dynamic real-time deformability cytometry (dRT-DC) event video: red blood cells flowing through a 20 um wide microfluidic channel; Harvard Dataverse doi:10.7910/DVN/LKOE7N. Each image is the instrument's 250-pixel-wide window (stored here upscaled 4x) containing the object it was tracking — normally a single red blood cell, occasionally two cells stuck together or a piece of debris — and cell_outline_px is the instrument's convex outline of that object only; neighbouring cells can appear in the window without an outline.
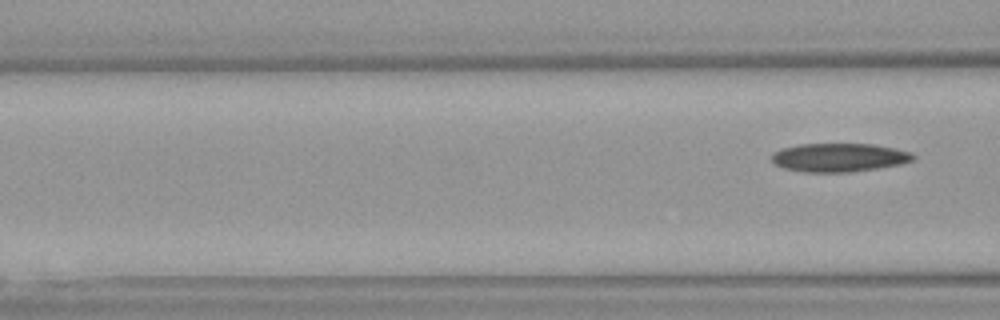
{"species": "Egyptian fruit bat (a non-hibernating species)", "species_latin": "Rousettus aegyptiacus", "temperature_condition": "warm", "stored_images_in_passage": 7, "camera_frame_rate_fps": 3000, "um_per_image_px": 0.085, "animal": {"sex": "female"}, "frame": {"image": 1, "passage_image": 7, "time_ms": 2.0, "image_size_px": [1000, 320], "cell_outline_px": [[916, 156], [912, 160], [900, 164], [880, 168], [852, 172], [800, 172], [784, 168], [772, 164], [772, 152], [780, 148], [800, 144], [872, 144], [896, 148], [912, 152]], "centroid_in_image_um": [71.3, 13.39], "position_along_channel_um": 95.3, "area_um2": 23.87}}